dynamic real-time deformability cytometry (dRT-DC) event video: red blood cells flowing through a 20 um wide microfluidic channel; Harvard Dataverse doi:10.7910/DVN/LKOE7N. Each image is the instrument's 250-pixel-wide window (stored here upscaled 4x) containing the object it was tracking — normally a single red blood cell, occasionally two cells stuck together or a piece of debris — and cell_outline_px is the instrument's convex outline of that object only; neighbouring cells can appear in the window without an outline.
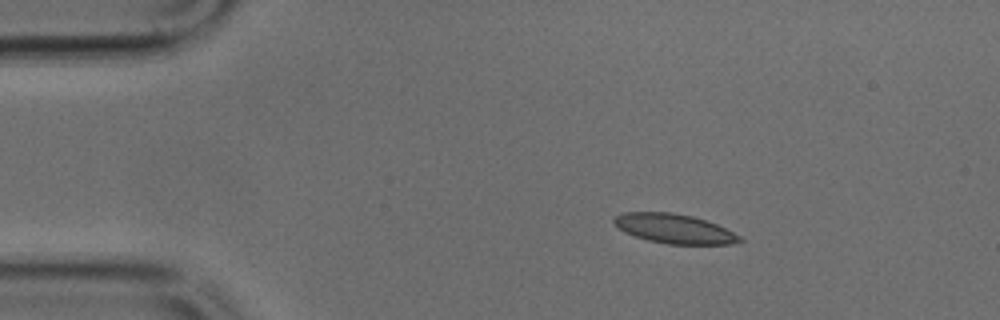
{"species": "common noctule bat (a hibernating species)", "species_latin": "Nyctalus noctula", "temperature_condition": "cold", "stored_images_in_passage": 42, "camera_frame_rate_fps": 3000, "um_per_image_px": 0.085, "animal": {"sex": "male", "body_mass_g": 17.9, "forearm_length_mm": 54.2}, "frame": {"image": 1, "passage_image": 1, "time_ms": 0.0, "image_size_px": [1000, 320], "cell_outline_px": [[744, 240], [732, 244], [668, 244], [648, 240], [624, 232], [612, 220], [616, 216], [624, 212], [672, 212], [692, 216], [716, 224], [740, 236]], "centroid_in_image_um": [57.31, 19.44], "position_along_channel_um": 27.7, "area_um2": 21.27}}
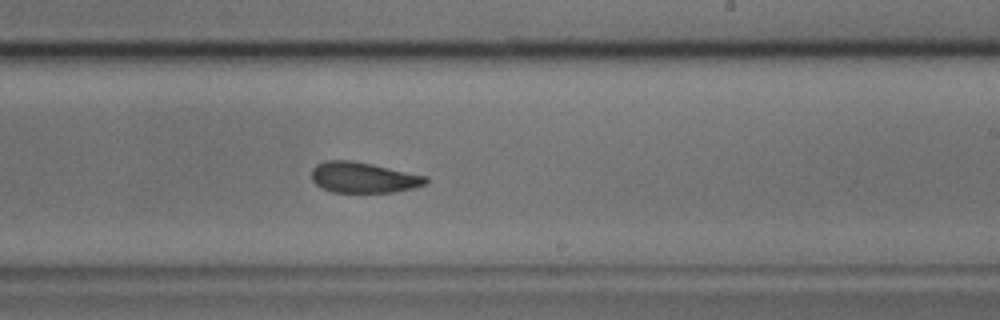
{"frame": {"image": 2, "passage_image": 22, "time_ms": 7.0, "image_size_px": [1000, 320], "cell_outline_px": [[428, 184], [412, 188], [392, 192], [332, 192], [320, 188], [312, 180], [312, 168], [316, 164], [324, 160], [348, 160], [372, 164], [428, 176]], "centroid_in_image_um": [30.88, 15.08], "position_along_channel_um": 258.1, "area_um2": 20.52}}
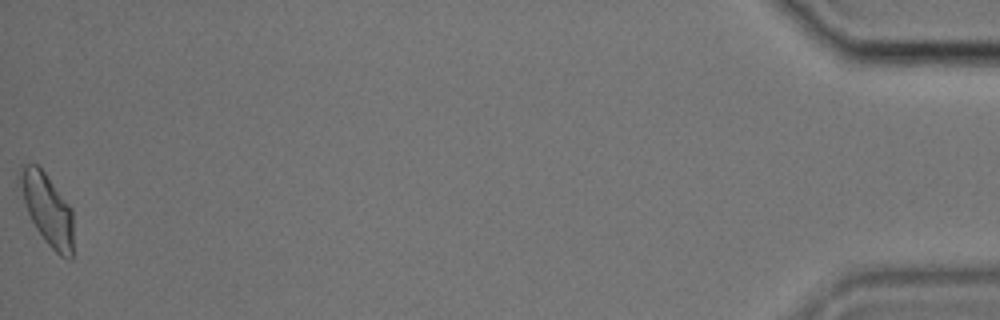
{"frame": {"image": 3, "passage_image": 42, "time_ms": 13.667, "image_size_px": [1000, 320], "cell_outline_px": [[72, 260], [68, 260], [60, 256], [44, 240], [36, 228], [28, 212], [16, 180], [16, 176], [20, 164], [36, 164], [44, 172], [72, 208]], "centroid_in_image_um": [3.98, 17.74], "position_along_channel_um": 431.2, "area_um2": 22.31}}